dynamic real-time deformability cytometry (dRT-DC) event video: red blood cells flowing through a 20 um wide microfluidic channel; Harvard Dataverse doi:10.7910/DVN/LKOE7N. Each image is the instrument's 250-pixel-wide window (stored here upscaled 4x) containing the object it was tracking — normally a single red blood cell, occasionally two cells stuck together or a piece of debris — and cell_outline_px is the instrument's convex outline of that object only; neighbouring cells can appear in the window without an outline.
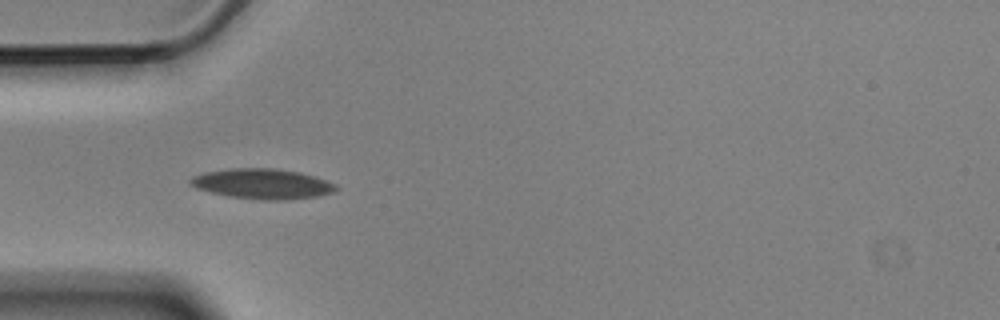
{"species": "Egyptian fruit bat (a non-hibernating species)", "species_latin": "Rousettus aegyptiacus", "temperature_condition": "cold", "stored_images_in_passage": 6, "camera_frame_rate_fps": 3000, "um_per_image_px": 0.085, "animal": {"sex": "male"}, "frame": {"image": 1, "passage_image": 5, "time_ms": 1.333, "image_size_px": [1000, 320], "cell_outline_px": [[340, 188], [332, 192], [316, 196], [284, 200], [264, 200], [228, 196], [196, 188], [188, 184], [188, 180], [192, 176], [204, 172], [228, 168], [276, 168], [300, 172], [316, 176], [336, 184]], "centroid_in_image_um": [22.29, 15.61], "position_along_channel_um": 62.7, "area_um2": 25.78}}
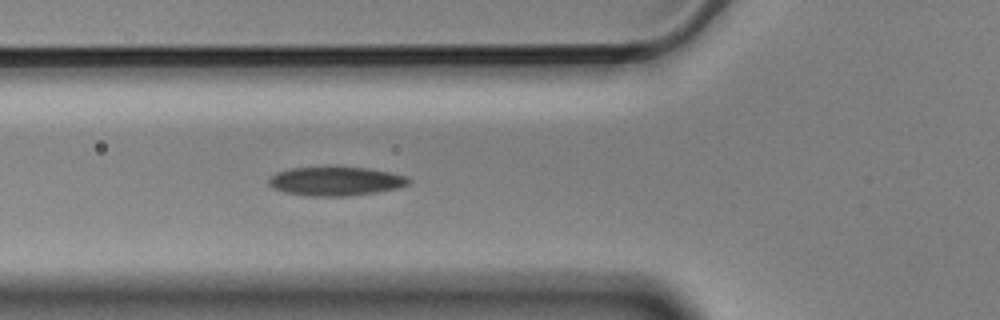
{"frame": {"image": 2, "passage_image": 6, "time_ms": 1.667, "image_size_px": [1000, 320], "cell_outline_px": [[412, 180], [408, 184], [396, 188], [376, 192], [348, 196], [312, 196], [284, 192], [268, 184], [268, 180], [276, 172], [292, 168], [328, 164], [368, 168], [408, 176]], "centroid_in_image_um": [28.53, 15.35], "position_along_channel_um": 97.3, "area_um2": 24.22}}